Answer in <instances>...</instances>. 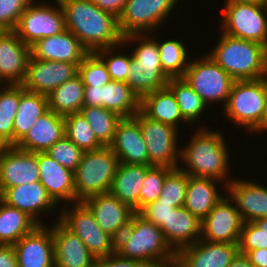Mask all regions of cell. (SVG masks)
Listing matches in <instances>:
<instances>
[{
	"label": "cell",
	"mask_w": 267,
	"mask_h": 267,
	"mask_svg": "<svg viewBox=\"0 0 267 267\" xmlns=\"http://www.w3.org/2000/svg\"><path fill=\"white\" fill-rule=\"evenodd\" d=\"M58 2L63 10L66 29L78 38L89 53L123 43L118 18L103 11L91 0Z\"/></svg>",
	"instance_id": "obj_1"
},
{
	"label": "cell",
	"mask_w": 267,
	"mask_h": 267,
	"mask_svg": "<svg viewBox=\"0 0 267 267\" xmlns=\"http://www.w3.org/2000/svg\"><path fill=\"white\" fill-rule=\"evenodd\" d=\"M190 136L187 146L180 147L178 168L191 176L217 179L227 185L229 177V148L222 131L199 127ZM222 132V133H221Z\"/></svg>",
	"instance_id": "obj_2"
},
{
	"label": "cell",
	"mask_w": 267,
	"mask_h": 267,
	"mask_svg": "<svg viewBox=\"0 0 267 267\" xmlns=\"http://www.w3.org/2000/svg\"><path fill=\"white\" fill-rule=\"evenodd\" d=\"M115 252L122 257L158 267L175 262L176 252L166 242L163 231L137 212L118 237Z\"/></svg>",
	"instance_id": "obj_3"
},
{
	"label": "cell",
	"mask_w": 267,
	"mask_h": 267,
	"mask_svg": "<svg viewBox=\"0 0 267 267\" xmlns=\"http://www.w3.org/2000/svg\"><path fill=\"white\" fill-rule=\"evenodd\" d=\"M151 35V33L150 35L149 33L130 34L123 37L125 48L126 45L136 46L131 52L132 58L126 83L140 99L146 94L166 87L169 81L162 70L158 40L155 39L157 37Z\"/></svg>",
	"instance_id": "obj_4"
},
{
	"label": "cell",
	"mask_w": 267,
	"mask_h": 267,
	"mask_svg": "<svg viewBox=\"0 0 267 267\" xmlns=\"http://www.w3.org/2000/svg\"><path fill=\"white\" fill-rule=\"evenodd\" d=\"M212 59L234 80H257L266 77L265 46L253 41L236 38L221 31Z\"/></svg>",
	"instance_id": "obj_5"
},
{
	"label": "cell",
	"mask_w": 267,
	"mask_h": 267,
	"mask_svg": "<svg viewBox=\"0 0 267 267\" xmlns=\"http://www.w3.org/2000/svg\"><path fill=\"white\" fill-rule=\"evenodd\" d=\"M119 161L109 146L84 152L74 172L75 203L109 193Z\"/></svg>",
	"instance_id": "obj_6"
},
{
	"label": "cell",
	"mask_w": 267,
	"mask_h": 267,
	"mask_svg": "<svg viewBox=\"0 0 267 267\" xmlns=\"http://www.w3.org/2000/svg\"><path fill=\"white\" fill-rule=\"evenodd\" d=\"M266 98V77L257 80H235L224 110L225 118L235 126L254 132L261 124Z\"/></svg>",
	"instance_id": "obj_7"
},
{
	"label": "cell",
	"mask_w": 267,
	"mask_h": 267,
	"mask_svg": "<svg viewBox=\"0 0 267 267\" xmlns=\"http://www.w3.org/2000/svg\"><path fill=\"white\" fill-rule=\"evenodd\" d=\"M221 30L223 33L267 44V8L258 3L225 0Z\"/></svg>",
	"instance_id": "obj_8"
},
{
	"label": "cell",
	"mask_w": 267,
	"mask_h": 267,
	"mask_svg": "<svg viewBox=\"0 0 267 267\" xmlns=\"http://www.w3.org/2000/svg\"><path fill=\"white\" fill-rule=\"evenodd\" d=\"M199 58L189 59L183 78L207 106L216 102L223 103L224 108L235 80L208 53Z\"/></svg>",
	"instance_id": "obj_9"
},
{
	"label": "cell",
	"mask_w": 267,
	"mask_h": 267,
	"mask_svg": "<svg viewBox=\"0 0 267 267\" xmlns=\"http://www.w3.org/2000/svg\"><path fill=\"white\" fill-rule=\"evenodd\" d=\"M68 205L60 208L58 220L84 242L96 259L113 254L116 241L100 228L90 209L83 202Z\"/></svg>",
	"instance_id": "obj_10"
},
{
	"label": "cell",
	"mask_w": 267,
	"mask_h": 267,
	"mask_svg": "<svg viewBox=\"0 0 267 267\" xmlns=\"http://www.w3.org/2000/svg\"><path fill=\"white\" fill-rule=\"evenodd\" d=\"M179 0H127L118 27L121 35L146 34L156 31L174 11Z\"/></svg>",
	"instance_id": "obj_11"
},
{
	"label": "cell",
	"mask_w": 267,
	"mask_h": 267,
	"mask_svg": "<svg viewBox=\"0 0 267 267\" xmlns=\"http://www.w3.org/2000/svg\"><path fill=\"white\" fill-rule=\"evenodd\" d=\"M54 2L56 4L49 5L32 0L20 16L13 31L26 45L31 46L39 39L66 30L63 10L58 0Z\"/></svg>",
	"instance_id": "obj_12"
},
{
	"label": "cell",
	"mask_w": 267,
	"mask_h": 267,
	"mask_svg": "<svg viewBox=\"0 0 267 267\" xmlns=\"http://www.w3.org/2000/svg\"><path fill=\"white\" fill-rule=\"evenodd\" d=\"M133 117L138 121L146 142L149 166L178 168L180 163L178 161L180 160L178 133L180 131L171 125L149 119L141 111Z\"/></svg>",
	"instance_id": "obj_13"
},
{
	"label": "cell",
	"mask_w": 267,
	"mask_h": 267,
	"mask_svg": "<svg viewBox=\"0 0 267 267\" xmlns=\"http://www.w3.org/2000/svg\"><path fill=\"white\" fill-rule=\"evenodd\" d=\"M201 222V239L209 242L239 244L243 220L235 203L227 195Z\"/></svg>",
	"instance_id": "obj_14"
},
{
	"label": "cell",
	"mask_w": 267,
	"mask_h": 267,
	"mask_svg": "<svg viewBox=\"0 0 267 267\" xmlns=\"http://www.w3.org/2000/svg\"><path fill=\"white\" fill-rule=\"evenodd\" d=\"M79 64L41 60L30 55L26 75L21 85L25 90L48 95L65 81L77 75Z\"/></svg>",
	"instance_id": "obj_15"
},
{
	"label": "cell",
	"mask_w": 267,
	"mask_h": 267,
	"mask_svg": "<svg viewBox=\"0 0 267 267\" xmlns=\"http://www.w3.org/2000/svg\"><path fill=\"white\" fill-rule=\"evenodd\" d=\"M39 181L37 152L19 149L15 145L0 146V193L9 187Z\"/></svg>",
	"instance_id": "obj_16"
},
{
	"label": "cell",
	"mask_w": 267,
	"mask_h": 267,
	"mask_svg": "<svg viewBox=\"0 0 267 267\" xmlns=\"http://www.w3.org/2000/svg\"><path fill=\"white\" fill-rule=\"evenodd\" d=\"M239 253V244L199 239L176 252L179 267H229Z\"/></svg>",
	"instance_id": "obj_17"
},
{
	"label": "cell",
	"mask_w": 267,
	"mask_h": 267,
	"mask_svg": "<svg viewBox=\"0 0 267 267\" xmlns=\"http://www.w3.org/2000/svg\"><path fill=\"white\" fill-rule=\"evenodd\" d=\"M83 203L90 209L100 228L115 241L136 213L129 205L110 193L89 197Z\"/></svg>",
	"instance_id": "obj_18"
},
{
	"label": "cell",
	"mask_w": 267,
	"mask_h": 267,
	"mask_svg": "<svg viewBox=\"0 0 267 267\" xmlns=\"http://www.w3.org/2000/svg\"><path fill=\"white\" fill-rule=\"evenodd\" d=\"M47 226L38 225L13 245L18 267H55L52 230Z\"/></svg>",
	"instance_id": "obj_19"
},
{
	"label": "cell",
	"mask_w": 267,
	"mask_h": 267,
	"mask_svg": "<svg viewBox=\"0 0 267 267\" xmlns=\"http://www.w3.org/2000/svg\"><path fill=\"white\" fill-rule=\"evenodd\" d=\"M0 200L8 206L27 213L39 225H43L42 220L40 221V215L41 217L44 214L51 216L53 212L50 211L57 210L56 208L59 206L52 200L39 181L6 188L0 193Z\"/></svg>",
	"instance_id": "obj_20"
},
{
	"label": "cell",
	"mask_w": 267,
	"mask_h": 267,
	"mask_svg": "<svg viewBox=\"0 0 267 267\" xmlns=\"http://www.w3.org/2000/svg\"><path fill=\"white\" fill-rule=\"evenodd\" d=\"M30 55V46L13 30L0 31V85H21Z\"/></svg>",
	"instance_id": "obj_21"
},
{
	"label": "cell",
	"mask_w": 267,
	"mask_h": 267,
	"mask_svg": "<svg viewBox=\"0 0 267 267\" xmlns=\"http://www.w3.org/2000/svg\"><path fill=\"white\" fill-rule=\"evenodd\" d=\"M251 179H232L226 192L233 200L243 222L267 217V187Z\"/></svg>",
	"instance_id": "obj_22"
},
{
	"label": "cell",
	"mask_w": 267,
	"mask_h": 267,
	"mask_svg": "<svg viewBox=\"0 0 267 267\" xmlns=\"http://www.w3.org/2000/svg\"><path fill=\"white\" fill-rule=\"evenodd\" d=\"M109 147L118 157L119 163L149 166L146 142L134 117L122 118L119 121Z\"/></svg>",
	"instance_id": "obj_23"
},
{
	"label": "cell",
	"mask_w": 267,
	"mask_h": 267,
	"mask_svg": "<svg viewBox=\"0 0 267 267\" xmlns=\"http://www.w3.org/2000/svg\"><path fill=\"white\" fill-rule=\"evenodd\" d=\"M55 222L51 226L55 267H95L96 258L84 242L58 219Z\"/></svg>",
	"instance_id": "obj_24"
},
{
	"label": "cell",
	"mask_w": 267,
	"mask_h": 267,
	"mask_svg": "<svg viewBox=\"0 0 267 267\" xmlns=\"http://www.w3.org/2000/svg\"><path fill=\"white\" fill-rule=\"evenodd\" d=\"M39 182L58 205L75 203L74 172L66 169L45 152H37ZM74 201V202H73Z\"/></svg>",
	"instance_id": "obj_25"
},
{
	"label": "cell",
	"mask_w": 267,
	"mask_h": 267,
	"mask_svg": "<svg viewBox=\"0 0 267 267\" xmlns=\"http://www.w3.org/2000/svg\"><path fill=\"white\" fill-rule=\"evenodd\" d=\"M33 58L68 63H81L89 53L69 30L37 40L30 46Z\"/></svg>",
	"instance_id": "obj_26"
},
{
	"label": "cell",
	"mask_w": 267,
	"mask_h": 267,
	"mask_svg": "<svg viewBox=\"0 0 267 267\" xmlns=\"http://www.w3.org/2000/svg\"><path fill=\"white\" fill-rule=\"evenodd\" d=\"M64 135V117L48 110L38 117L30 130L15 146L34 153L46 152Z\"/></svg>",
	"instance_id": "obj_27"
},
{
	"label": "cell",
	"mask_w": 267,
	"mask_h": 267,
	"mask_svg": "<svg viewBox=\"0 0 267 267\" xmlns=\"http://www.w3.org/2000/svg\"><path fill=\"white\" fill-rule=\"evenodd\" d=\"M201 220L184 206L175 208L163 225L166 242L177 252L201 239Z\"/></svg>",
	"instance_id": "obj_28"
},
{
	"label": "cell",
	"mask_w": 267,
	"mask_h": 267,
	"mask_svg": "<svg viewBox=\"0 0 267 267\" xmlns=\"http://www.w3.org/2000/svg\"><path fill=\"white\" fill-rule=\"evenodd\" d=\"M217 179L196 177L189 175L184 207L201 221L209 214L214 206L225 196L217 188L216 184L222 183V189L226 191L224 182ZM218 189V190H217ZM222 194V195H221Z\"/></svg>",
	"instance_id": "obj_29"
},
{
	"label": "cell",
	"mask_w": 267,
	"mask_h": 267,
	"mask_svg": "<svg viewBox=\"0 0 267 267\" xmlns=\"http://www.w3.org/2000/svg\"><path fill=\"white\" fill-rule=\"evenodd\" d=\"M149 167L142 164L119 163L109 193L138 212L141 186Z\"/></svg>",
	"instance_id": "obj_30"
},
{
	"label": "cell",
	"mask_w": 267,
	"mask_h": 267,
	"mask_svg": "<svg viewBox=\"0 0 267 267\" xmlns=\"http://www.w3.org/2000/svg\"><path fill=\"white\" fill-rule=\"evenodd\" d=\"M140 111L149 119L171 125L176 129L181 123L189 124L182 116L173 92L166 86L144 95Z\"/></svg>",
	"instance_id": "obj_31"
},
{
	"label": "cell",
	"mask_w": 267,
	"mask_h": 267,
	"mask_svg": "<svg viewBox=\"0 0 267 267\" xmlns=\"http://www.w3.org/2000/svg\"><path fill=\"white\" fill-rule=\"evenodd\" d=\"M49 110L47 95L25 90L20 85V101L13 126V145L30 130L38 117Z\"/></svg>",
	"instance_id": "obj_32"
},
{
	"label": "cell",
	"mask_w": 267,
	"mask_h": 267,
	"mask_svg": "<svg viewBox=\"0 0 267 267\" xmlns=\"http://www.w3.org/2000/svg\"><path fill=\"white\" fill-rule=\"evenodd\" d=\"M102 107L122 118L133 117L140 111L141 99L126 82L110 80L101 86Z\"/></svg>",
	"instance_id": "obj_33"
},
{
	"label": "cell",
	"mask_w": 267,
	"mask_h": 267,
	"mask_svg": "<svg viewBox=\"0 0 267 267\" xmlns=\"http://www.w3.org/2000/svg\"><path fill=\"white\" fill-rule=\"evenodd\" d=\"M84 84L77 74L47 95L49 110L58 115L80 113L84 106Z\"/></svg>",
	"instance_id": "obj_34"
},
{
	"label": "cell",
	"mask_w": 267,
	"mask_h": 267,
	"mask_svg": "<svg viewBox=\"0 0 267 267\" xmlns=\"http://www.w3.org/2000/svg\"><path fill=\"white\" fill-rule=\"evenodd\" d=\"M38 225L27 213L0 200V245H14Z\"/></svg>",
	"instance_id": "obj_35"
},
{
	"label": "cell",
	"mask_w": 267,
	"mask_h": 267,
	"mask_svg": "<svg viewBox=\"0 0 267 267\" xmlns=\"http://www.w3.org/2000/svg\"><path fill=\"white\" fill-rule=\"evenodd\" d=\"M167 87L173 92L183 118L190 126L196 125L208 110L199 94L184 78H170Z\"/></svg>",
	"instance_id": "obj_36"
},
{
	"label": "cell",
	"mask_w": 267,
	"mask_h": 267,
	"mask_svg": "<svg viewBox=\"0 0 267 267\" xmlns=\"http://www.w3.org/2000/svg\"><path fill=\"white\" fill-rule=\"evenodd\" d=\"M20 101V85H0V146L13 145L14 118Z\"/></svg>",
	"instance_id": "obj_37"
},
{
	"label": "cell",
	"mask_w": 267,
	"mask_h": 267,
	"mask_svg": "<svg viewBox=\"0 0 267 267\" xmlns=\"http://www.w3.org/2000/svg\"><path fill=\"white\" fill-rule=\"evenodd\" d=\"M186 48L180 40L158 41L162 70L169 79L184 77L190 59Z\"/></svg>",
	"instance_id": "obj_38"
},
{
	"label": "cell",
	"mask_w": 267,
	"mask_h": 267,
	"mask_svg": "<svg viewBox=\"0 0 267 267\" xmlns=\"http://www.w3.org/2000/svg\"><path fill=\"white\" fill-rule=\"evenodd\" d=\"M80 113L87 119L97 139L104 146H110L122 117L104 107L96 106H83Z\"/></svg>",
	"instance_id": "obj_39"
},
{
	"label": "cell",
	"mask_w": 267,
	"mask_h": 267,
	"mask_svg": "<svg viewBox=\"0 0 267 267\" xmlns=\"http://www.w3.org/2000/svg\"><path fill=\"white\" fill-rule=\"evenodd\" d=\"M64 131L65 136L83 152L94 151L104 147L97 139L87 119L81 113L64 116Z\"/></svg>",
	"instance_id": "obj_40"
},
{
	"label": "cell",
	"mask_w": 267,
	"mask_h": 267,
	"mask_svg": "<svg viewBox=\"0 0 267 267\" xmlns=\"http://www.w3.org/2000/svg\"><path fill=\"white\" fill-rule=\"evenodd\" d=\"M189 175L179 168H174L167 176L158 198L159 202L170 203L178 208L184 205Z\"/></svg>",
	"instance_id": "obj_41"
},
{
	"label": "cell",
	"mask_w": 267,
	"mask_h": 267,
	"mask_svg": "<svg viewBox=\"0 0 267 267\" xmlns=\"http://www.w3.org/2000/svg\"><path fill=\"white\" fill-rule=\"evenodd\" d=\"M121 47L124 48L123 43L114 47L100 49L95 53L104 61L111 80L126 82L132 55L130 54L131 52L127 53V55L126 53H121V51L118 53L117 51Z\"/></svg>",
	"instance_id": "obj_42"
},
{
	"label": "cell",
	"mask_w": 267,
	"mask_h": 267,
	"mask_svg": "<svg viewBox=\"0 0 267 267\" xmlns=\"http://www.w3.org/2000/svg\"><path fill=\"white\" fill-rule=\"evenodd\" d=\"M84 86H104L111 79L104 61L94 52L88 53L78 65Z\"/></svg>",
	"instance_id": "obj_43"
},
{
	"label": "cell",
	"mask_w": 267,
	"mask_h": 267,
	"mask_svg": "<svg viewBox=\"0 0 267 267\" xmlns=\"http://www.w3.org/2000/svg\"><path fill=\"white\" fill-rule=\"evenodd\" d=\"M267 249V217L253 222H244L242 226L239 253L247 254L251 250Z\"/></svg>",
	"instance_id": "obj_44"
},
{
	"label": "cell",
	"mask_w": 267,
	"mask_h": 267,
	"mask_svg": "<svg viewBox=\"0 0 267 267\" xmlns=\"http://www.w3.org/2000/svg\"><path fill=\"white\" fill-rule=\"evenodd\" d=\"M173 170L167 166H150L147 169L140 191V209L158 200L166 176Z\"/></svg>",
	"instance_id": "obj_45"
},
{
	"label": "cell",
	"mask_w": 267,
	"mask_h": 267,
	"mask_svg": "<svg viewBox=\"0 0 267 267\" xmlns=\"http://www.w3.org/2000/svg\"><path fill=\"white\" fill-rule=\"evenodd\" d=\"M45 153L66 169L75 172L84 152L64 135Z\"/></svg>",
	"instance_id": "obj_46"
},
{
	"label": "cell",
	"mask_w": 267,
	"mask_h": 267,
	"mask_svg": "<svg viewBox=\"0 0 267 267\" xmlns=\"http://www.w3.org/2000/svg\"><path fill=\"white\" fill-rule=\"evenodd\" d=\"M32 0H0V31L15 29L20 16Z\"/></svg>",
	"instance_id": "obj_47"
},
{
	"label": "cell",
	"mask_w": 267,
	"mask_h": 267,
	"mask_svg": "<svg viewBox=\"0 0 267 267\" xmlns=\"http://www.w3.org/2000/svg\"><path fill=\"white\" fill-rule=\"evenodd\" d=\"M174 209L175 207L171 206L170 203L156 200L142 207L137 213L145 220L162 228L167 223L168 217Z\"/></svg>",
	"instance_id": "obj_48"
},
{
	"label": "cell",
	"mask_w": 267,
	"mask_h": 267,
	"mask_svg": "<svg viewBox=\"0 0 267 267\" xmlns=\"http://www.w3.org/2000/svg\"><path fill=\"white\" fill-rule=\"evenodd\" d=\"M95 267H150L142 261L128 259L114 252L111 255L96 259Z\"/></svg>",
	"instance_id": "obj_49"
},
{
	"label": "cell",
	"mask_w": 267,
	"mask_h": 267,
	"mask_svg": "<svg viewBox=\"0 0 267 267\" xmlns=\"http://www.w3.org/2000/svg\"><path fill=\"white\" fill-rule=\"evenodd\" d=\"M96 6L103 11L113 14L118 18L125 6L127 0H91Z\"/></svg>",
	"instance_id": "obj_50"
},
{
	"label": "cell",
	"mask_w": 267,
	"mask_h": 267,
	"mask_svg": "<svg viewBox=\"0 0 267 267\" xmlns=\"http://www.w3.org/2000/svg\"><path fill=\"white\" fill-rule=\"evenodd\" d=\"M83 96L84 106L102 107L101 86H85Z\"/></svg>",
	"instance_id": "obj_51"
},
{
	"label": "cell",
	"mask_w": 267,
	"mask_h": 267,
	"mask_svg": "<svg viewBox=\"0 0 267 267\" xmlns=\"http://www.w3.org/2000/svg\"><path fill=\"white\" fill-rule=\"evenodd\" d=\"M0 267H18L13 245H0Z\"/></svg>",
	"instance_id": "obj_52"
},
{
	"label": "cell",
	"mask_w": 267,
	"mask_h": 267,
	"mask_svg": "<svg viewBox=\"0 0 267 267\" xmlns=\"http://www.w3.org/2000/svg\"><path fill=\"white\" fill-rule=\"evenodd\" d=\"M246 256L255 267H267V249L261 248L249 251Z\"/></svg>",
	"instance_id": "obj_53"
},
{
	"label": "cell",
	"mask_w": 267,
	"mask_h": 267,
	"mask_svg": "<svg viewBox=\"0 0 267 267\" xmlns=\"http://www.w3.org/2000/svg\"><path fill=\"white\" fill-rule=\"evenodd\" d=\"M229 267H255L245 254L238 253Z\"/></svg>",
	"instance_id": "obj_54"
},
{
	"label": "cell",
	"mask_w": 267,
	"mask_h": 267,
	"mask_svg": "<svg viewBox=\"0 0 267 267\" xmlns=\"http://www.w3.org/2000/svg\"><path fill=\"white\" fill-rule=\"evenodd\" d=\"M264 131H267V78H266V98H265V106H264V115L261 121L260 126L253 132V134H260Z\"/></svg>",
	"instance_id": "obj_55"
},
{
	"label": "cell",
	"mask_w": 267,
	"mask_h": 267,
	"mask_svg": "<svg viewBox=\"0 0 267 267\" xmlns=\"http://www.w3.org/2000/svg\"><path fill=\"white\" fill-rule=\"evenodd\" d=\"M243 2L258 3L264 5V0H239Z\"/></svg>",
	"instance_id": "obj_56"
},
{
	"label": "cell",
	"mask_w": 267,
	"mask_h": 267,
	"mask_svg": "<svg viewBox=\"0 0 267 267\" xmlns=\"http://www.w3.org/2000/svg\"><path fill=\"white\" fill-rule=\"evenodd\" d=\"M265 70H266V78H267V44L265 45Z\"/></svg>",
	"instance_id": "obj_57"
},
{
	"label": "cell",
	"mask_w": 267,
	"mask_h": 267,
	"mask_svg": "<svg viewBox=\"0 0 267 267\" xmlns=\"http://www.w3.org/2000/svg\"><path fill=\"white\" fill-rule=\"evenodd\" d=\"M158 267H179L176 262L168 265L158 266Z\"/></svg>",
	"instance_id": "obj_58"
},
{
	"label": "cell",
	"mask_w": 267,
	"mask_h": 267,
	"mask_svg": "<svg viewBox=\"0 0 267 267\" xmlns=\"http://www.w3.org/2000/svg\"><path fill=\"white\" fill-rule=\"evenodd\" d=\"M264 6L267 8V0H264Z\"/></svg>",
	"instance_id": "obj_59"
}]
</instances>
